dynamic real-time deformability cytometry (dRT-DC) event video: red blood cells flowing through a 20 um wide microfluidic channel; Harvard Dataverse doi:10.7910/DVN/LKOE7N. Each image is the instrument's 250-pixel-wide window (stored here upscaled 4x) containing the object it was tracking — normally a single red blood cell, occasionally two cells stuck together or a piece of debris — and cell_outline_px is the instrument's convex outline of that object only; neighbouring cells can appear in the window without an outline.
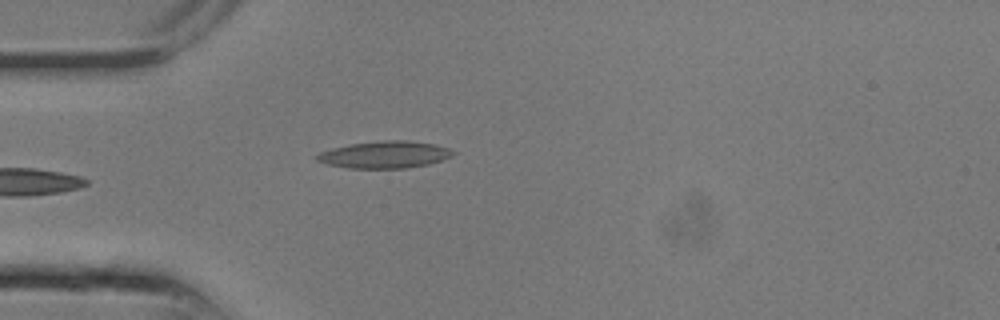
{"species": "common noctule bat (a hibernating species)", "species_latin": "Nyctalus noctula", "temperature_condition": "room temperature", "stored_images_in_passage": 9, "camera_frame_rate_fps": 3000, "um_per_image_px": 0.085, "animal": {"sex": "male", "body_mass_g": 13.3}, "frame": {"image": 1, "passage_image": 9, "time_ms": 2.667, "image_size_px": [1000, 320], "cell_outline_px": [[456, 152], [452, 156], [428, 164], [404, 168], [348, 168], [328, 164], [316, 160], [316, 156], [320, 152], [332, 148], [352, 144], [380, 140], [408, 140], [436, 144], [448, 148]], "centroid_in_image_um": [32.72, 13.13], "position_along_channel_um": 52.3, "area_um2": 21.33}}